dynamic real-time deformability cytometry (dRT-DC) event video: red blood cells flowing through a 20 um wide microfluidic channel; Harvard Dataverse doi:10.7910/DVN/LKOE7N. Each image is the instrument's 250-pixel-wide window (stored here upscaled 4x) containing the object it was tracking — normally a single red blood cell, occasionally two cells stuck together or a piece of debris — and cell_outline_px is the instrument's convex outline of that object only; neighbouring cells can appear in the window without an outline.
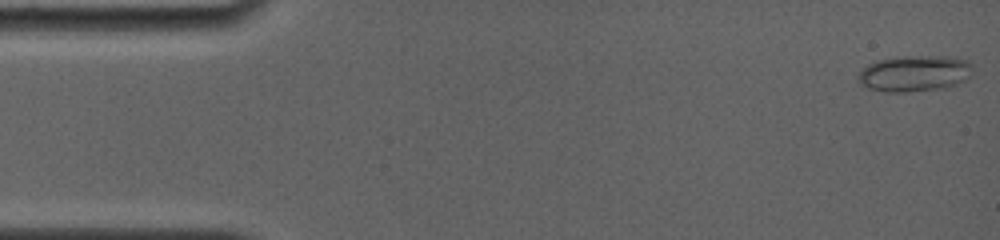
{"species": "common noctule bat (a hibernating species)", "species_latin": "Nyctalus noctula", "temperature_condition": "room temperature", "stored_images_in_passage": 62, "camera_frame_rate_fps": 4000, "um_per_image_px": 0.085, "animal": {"sex": "female", "body_mass_g": 19.0, "forearm_length_mm": 56.7}, "frame": {"image": 1, "passage_image": 1, "time_ms": 0.0, "image_size_px": [1000, 240], "cell_outline_px": [[972, 64], [968, 80], [944, 88], [904, 92], [884, 92], [868, 88], [860, 84], [856, 76], [868, 64], [876, 60], [896, 56], [952, 56], [968, 60]], "centroid_in_image_um": [77.73, 6.23], "position_along_channel_um": 7.3, "area_um2": 24.45}}
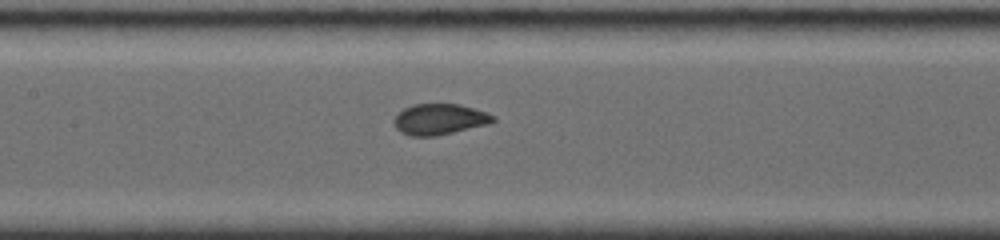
{"frame": {"image": 2, "passage_image": 34, "time_ms": 7.5, "image_size_px": [1000, 240], "cell_outline_px": [[496, 120], [488, 124], [436, 136], [412, 136], [400, 132], [396, 128], [392, 120], [404, 108], [412, 104], [460, 104], [496, 116]], "centroid_in_image_um": [37.34, 10.14], "position_along_channel_um": 170.1, "area_um2": 17.74}}
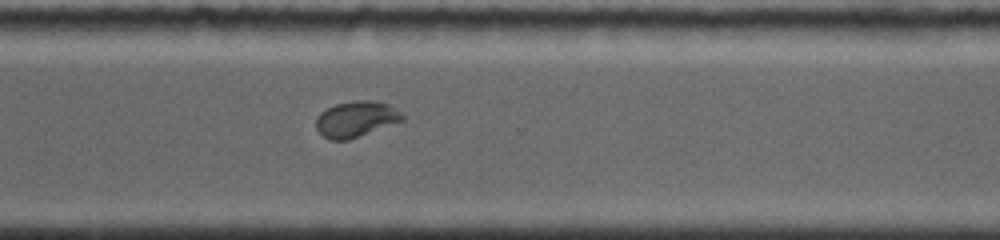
{"frame": {"image": 3, "passage_image": 61, "time_ms": 12.0, "image_size_px": [1000, 240], "cell_outline_px": [[404, 120], [348, 140], [328, 140], [316, 128], [316, 116], [320, 112], [336, 104], [356, 100], [368, 100], [388, 104], [404, 116]], "centroid_in_image_um": [30.23, 10.13], "position_along_channel_um": 340.4, "area_um2": 17.8}}